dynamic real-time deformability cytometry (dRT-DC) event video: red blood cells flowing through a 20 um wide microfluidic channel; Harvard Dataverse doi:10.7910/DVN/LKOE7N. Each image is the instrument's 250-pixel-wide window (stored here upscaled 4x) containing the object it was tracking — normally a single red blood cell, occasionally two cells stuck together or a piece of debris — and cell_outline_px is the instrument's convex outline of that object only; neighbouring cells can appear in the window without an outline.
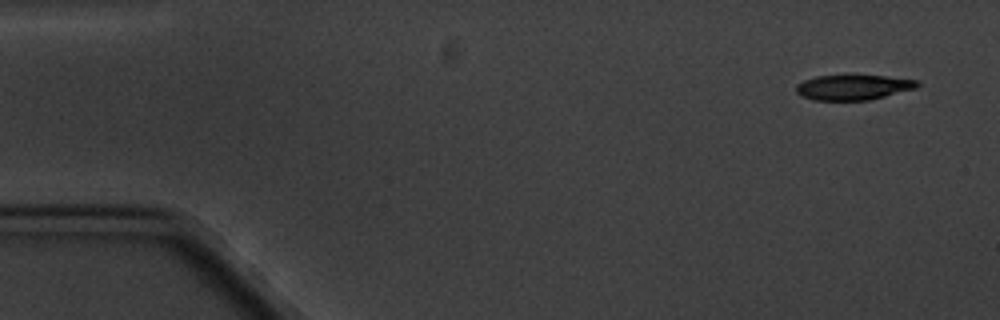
{"species": "common noctule bat (a hibernating species)", "species_latin": "Nyctalus noctula", "temperature_condition": "cold", "stored_images_in_passage": 9, "camera_frame_rate_fps": 3000, "um_per_image_px": 0.085, "animal": {"sex": "male", "body_mass_g": 20.1, "forearm_length_mm": 53.5}, "frame": {"image": 1, "passage_image": 1, "time_ms": 0.0, "image_size_px": [1000, 320], "cell_outline_px": [[920, 84], [916, 88], [868, 100], [816, 100], [800, 96], [796, 92], [796, 84], [804, 80], [816, 76], [848, 72], [888, 76], [920, 80]], "centroid_in_image_um": [72.51, 7.36], "position_along_channel_um": 12.5, "area_um2": 18.67}}
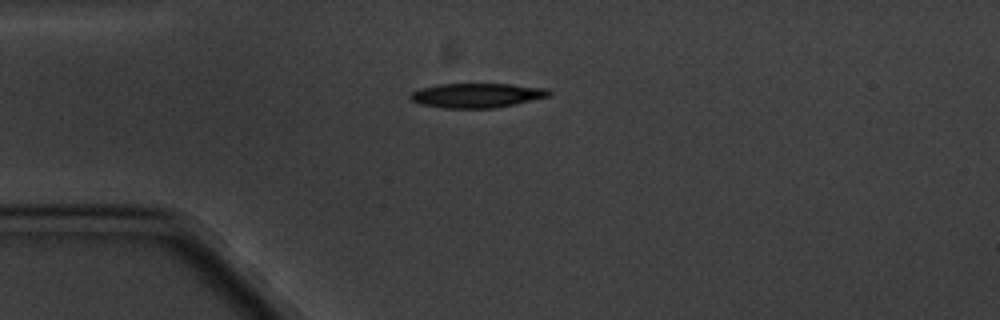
{"frame": {"image": 2, "passage_image": 4, "time_ms": 3.667, "image_size_px": [1000, 320], "cell_outline_px": [[552, 96], [516, 104], [496, 108], [444, 108], [420, 104], [412, 100], [408, 96], [412, 92], [420, 88], [440, 84], [512, 84], [548, 88], [552, 92]], "centroid_in_image_um": [40.59, 8.11], "position_along_channel_um": 44.4, "area_um2": 20.0}}